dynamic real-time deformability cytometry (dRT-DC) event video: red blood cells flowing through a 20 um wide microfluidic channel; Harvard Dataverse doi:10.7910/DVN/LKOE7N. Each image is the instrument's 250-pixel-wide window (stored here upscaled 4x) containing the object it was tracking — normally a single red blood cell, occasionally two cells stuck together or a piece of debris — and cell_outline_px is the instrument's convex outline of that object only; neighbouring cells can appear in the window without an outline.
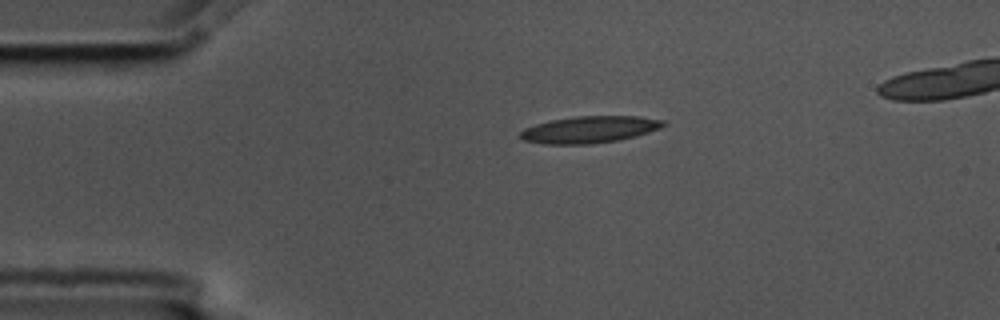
{"species": "common noctule bat (a hibernating species)", "species_latin": "Nyctalus noctula", "temperature_condition": "cold", "stored_images_in_passage": 12, "segment_of_instrument_passage": [1, 2], "camera_frame_rate_fps": 3000, "um_per_image_px": 0.085, "animal": {"sex": "male", "body_mass_g": 17.5, "forearm_length_mm": 52.3}, "frame": {"image": 1, "passage_image": 1, "time_ms": 0.0, "image_size_px": [1000, 320], "cell_outline_px": [[668, 124], [660, 128], [636, 136], [620, 140], [588, 144], [544, 144], [524, 140], [520, 136], [520, 132], [524, 128], [536, 124], [552, 120], [576, 116], [636, 116], [664, 120]], "centroid_in_image_um": [50.13, 11.01], "position_along_channel_um": 34.9, "area_um2": 22.31}}
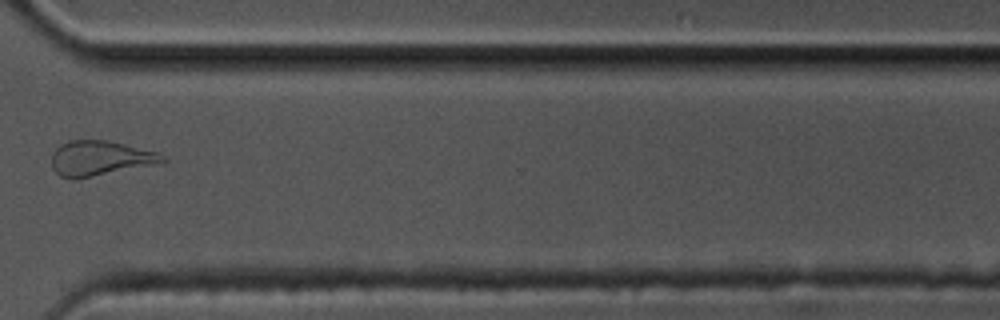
{"frame": {"image": 2, "passage_image": 9, "time_ms": 2.667, "image_size_px": [1000, 320], "cell_outline_px": [[168, 160], [76, 180], [68, 180], [60, 176], [52, 168], [52, 152], [60, 144], [68, 140], [108, 140], [156, 152], [164, 156]], "centroid_in_image_um": [8.39, 13.45], "position_along_channel_um": 362.2, "area_um2": 22.31}}